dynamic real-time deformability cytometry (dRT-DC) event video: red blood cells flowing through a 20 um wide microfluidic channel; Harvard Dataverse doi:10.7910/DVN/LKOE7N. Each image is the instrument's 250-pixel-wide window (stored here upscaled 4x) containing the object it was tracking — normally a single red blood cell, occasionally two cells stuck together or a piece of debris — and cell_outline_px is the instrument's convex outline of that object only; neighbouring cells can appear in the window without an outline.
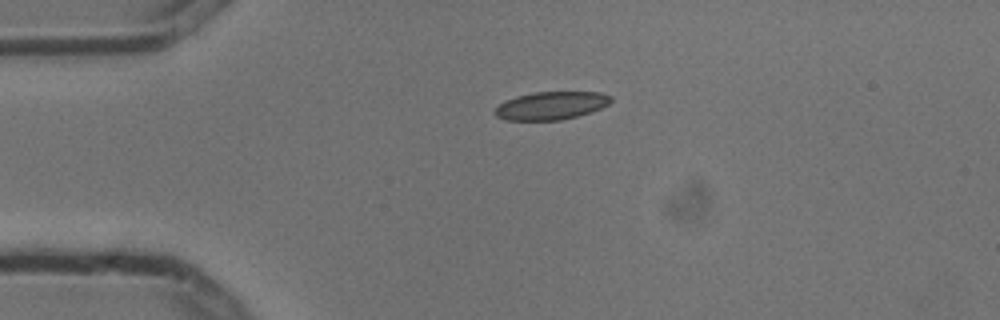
{"species": "common noctule bat (a hibernating species)", "species_latin": "Nyctalus noctula", "temperature_condition": "cold", "stored_images_in_passage": 2, "camera_frame_rate_fps": 3000, "um_per_image_px": 0.085, "animal": {"sex": "male", "body_mass_g": 13.3}, "frame": {"image": 1, "passage_image": 1, "time_ms": 0.0, "image_size_px": [1000, 320], "cell_outline_px": [[612, 100], [608, 104], [600, 108], [576, 116], [560, 120], [504, 120], [496, 116], [492, 112], [500, 104], [516, 96], [532, 92], [600, 92], [612, 96]], "centroid_in_image_um": [46.82, 8.97], "position_along_channel_um": 38.2, "area_um2": 18.79}}